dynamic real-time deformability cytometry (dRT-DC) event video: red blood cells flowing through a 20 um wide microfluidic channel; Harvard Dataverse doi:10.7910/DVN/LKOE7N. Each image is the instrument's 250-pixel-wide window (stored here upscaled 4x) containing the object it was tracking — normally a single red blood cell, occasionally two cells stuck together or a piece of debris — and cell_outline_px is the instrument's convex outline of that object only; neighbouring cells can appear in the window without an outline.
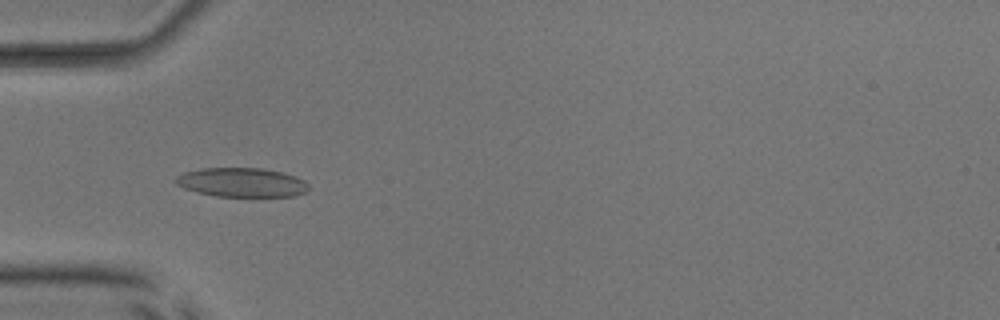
{"species": "common noctule bat (a hibernating species)", "species_latin": "Nyctalus noctula", "temperature_condition": "room temperature", "stored_images_in_passage": 51, "camera_frame_rate_fps": 3000, "um_per_image_px": 0.085, "animal": {"sex": "male", "body_mass_g": 17.9, "forearm_length_mm": 54.2}, "frame": {"image": 1, "passage_image": 16, "time_ms": 5.0, "image_size_px": [1000, 320], "cell_outline_px": [[308, 192], [292, 196], [216, 196], [184, 188], [176, 184], [172, 180], [176, 176], [184, 172], [200, 168], [260, 168], [284, 172], [296, 176], [304, 180], [308, 184]], "centroid_in_image_um": [20.55, 15.49], "position_along_channel_um": 64.4, "area_um2": 22.66}}
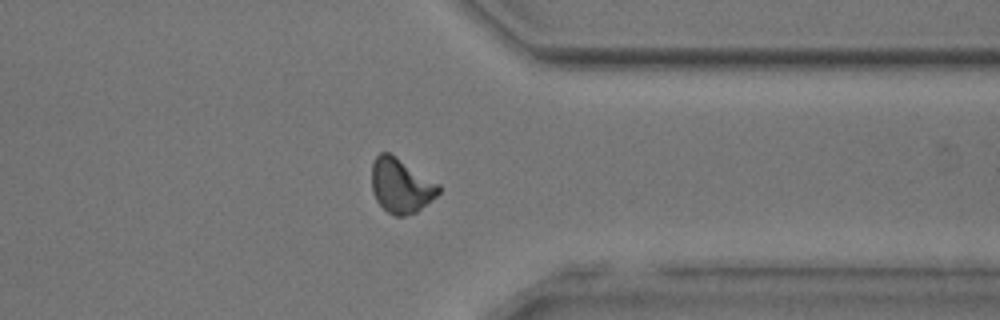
{"frame": {"image": 2, "passage_image": 40, "time_ms": 13.0, "image_size_px": [1000, 320], "cell_outline_px": [[440, 192], [432, 200], [416, 212], [404, 216], [396, 216], [388, 212], [376, 200], [372, 192], [372, 164], [376, 156], [380, 152], [388, 152], [440, 184]], "centroid_in_image_um": [34.08, 15.79], "position_along_channel_um": 377.3, "area_um2": 21.1}}
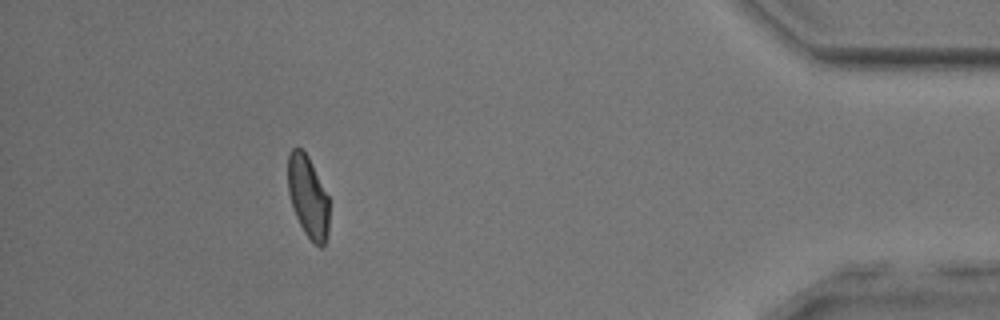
{"frame": {"image": 3, "passage_image": 46, "time_ms": 15.0, "image_size_px": [1000, 320], "cell_outline_px": [[328, 232], [324, 248], [320, 248], [304, 232], [296, 216], [288, 192], [288, 152], [292, 148], [300, 148], [308, 156], [328, 196]], "centroid_in_image_um": [26.18, 16.73], "position_along_channel_um": 409.0, "area_um2": 19.48}, "authors_computed_cell_mechanics": {"area_um2": 21.097, "velocity_mm_per_s": 3.9821, "shape_relaxation_time_tau1_ms": 5.8751, "shape_relaxation_time_tau2_ms": 2.0503, "deformation_change_tau1": 0.1562, "deformation_change_tau2": 0.0794}}